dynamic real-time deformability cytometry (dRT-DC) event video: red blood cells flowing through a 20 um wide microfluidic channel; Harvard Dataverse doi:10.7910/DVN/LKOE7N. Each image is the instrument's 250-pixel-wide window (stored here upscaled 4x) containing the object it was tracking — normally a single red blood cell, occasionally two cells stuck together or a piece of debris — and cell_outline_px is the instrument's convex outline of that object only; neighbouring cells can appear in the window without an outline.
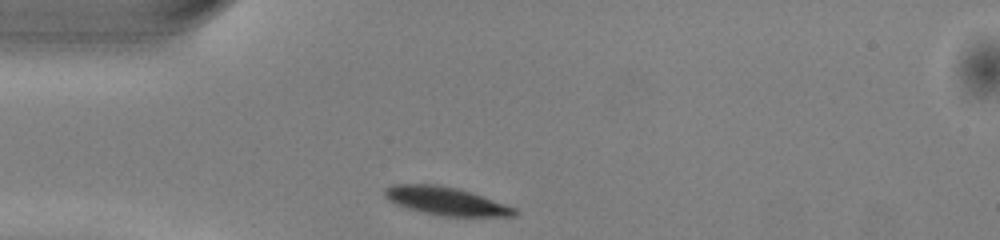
{"species": "common noctule bat (a hibernating species)", "species_latin": "Nyctalus noctula", "temperature_condition": "warm", "stored_images_in_passage": 39, "camera_frame_rate_fps": 3000, "um_per_image_px": 0.085, "animal": {"sex": "male", "body_mass_g": 13.0, "forearm_length_mm": 53.1}, "frame": {"image": 1, "passage_image": 1, "time_ms": 0.0, "image_size_px": [1000, 240], "cell_outline_px": [[520, 212], [516, 216], [444, 216], [424, 212], [408, 208], [396, 204], [388, 200], [384, 196], [384, 188], [392, 184], [428, 184], [456, 188], [516, 208]], "centroid_in_image_um": [37.87, 17.09], "position_along_channel_um": 47.1, "area_um2": 20.87}}
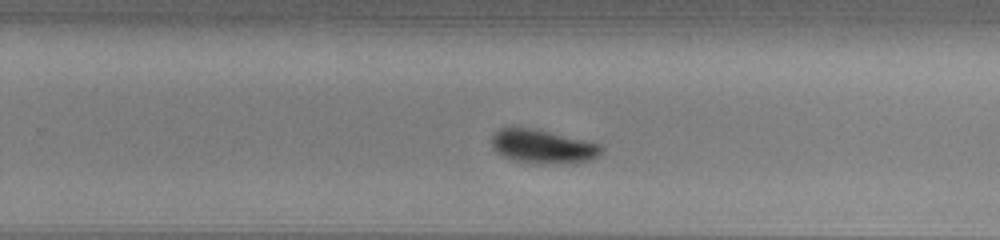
{"frame": {"image": 2, "passage_image": 20, "time_ms": 6.333, "image_size_px": [1000, 240], "cell_outline_px": [[604, 152], [600, 156], [592, 160], [576, 164], [544, 164], [516, 160], [504, 156], [496, 152], [492, 148], [492, 136], [500, 128], [512, 124], [548, 132], [600, 144], [604, 148]], "centroid_in_image_um": [46.16, 12.45], "position_along_channel_um": 283.6, "area_um2": 22.02}}
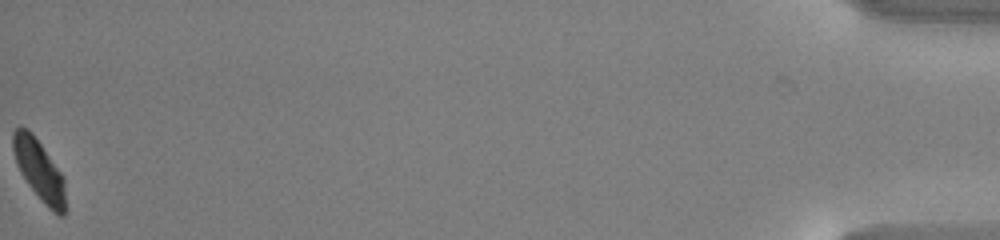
{"frame": {"image": 3, "passage_image": 39, "time_ms": 12.667, "image_size_px": [1000, 240], "cell_outline_px": [[64, 216], [60, 216], [52, 212], [40, 200], [28, 184], [20, 172], [16, 164], [12, 148], [12, 132], [16, 128], [28, 128], [32, 132], [64, 176]], "centroid_in_image_um": [3.31, 14.45], "position_along_channel_um": 431.9, "area_um2": 18.55}, "authors_computed_cell_mechanics": {"area_um2": 21.5016, "velocity_mm_per_s": 3.9921, "shape_relaxation_time_tau1_ms": 2.0838, "shape_relaxation_time_tau2_ms": null, "deformation_change_tau1": 0.1214, "deformation_change_tau2": null}}